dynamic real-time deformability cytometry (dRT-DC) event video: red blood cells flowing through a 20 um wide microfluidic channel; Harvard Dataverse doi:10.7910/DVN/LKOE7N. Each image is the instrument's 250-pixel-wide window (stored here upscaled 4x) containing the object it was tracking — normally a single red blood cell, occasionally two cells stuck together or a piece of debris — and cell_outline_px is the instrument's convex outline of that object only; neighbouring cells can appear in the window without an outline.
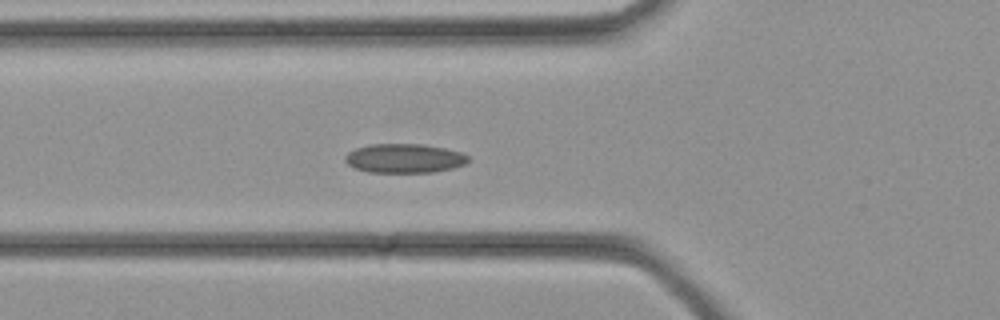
{"species": "common noctule bat (a hibernating species)", "species_latin": "Nyctalus noctula", "temperature_condition": "cold", "stored_images_in_passage": 27, "camera_frame_rate_fps": 3000, "um_per_image_px": 0.085, "animal": {"sex": "female", "body_mass_g": 21.9}, "frame": {"image": 1, "passage_image": 3, "time_ms": 0.667, "image_size_px": [1000, 320], "cell_outline_px": [[468, 160], [464, 164], [452, 168], [432, 172], [368, 172], [356, 168], [348, 164], [344, 160], [344, 156], [348, 152], [356, 148], [368, 144], [424, 144], [444, 148], [460, 152], [468, 156]], "centroid_in_image_um": [34.33, 13.45], "position_along_channel_um": 91.5, "area_um2": 20.81}}
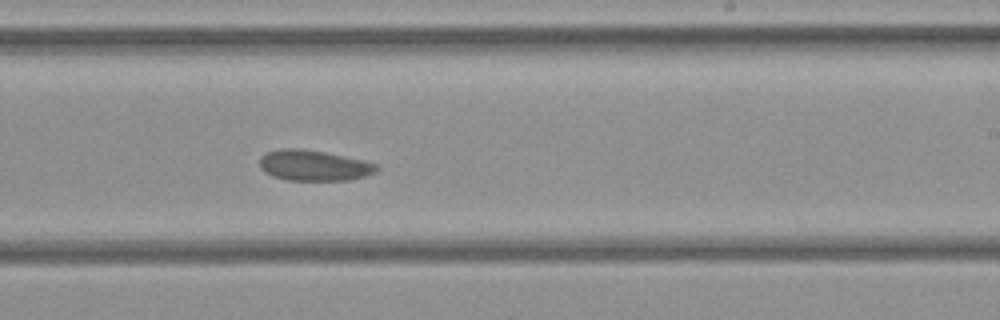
{"frame": {"image": 2, "passage_image": 12, "time_ms": 3.667, "image_size_px": [1000, 320], "cell_outline_px": [[380, 168], [376, 172], [364, 176], [348, 180], [288, 180], [272, 176], [264, 172], [260, 168], [260, 156], [264, 152], [280, 148], [300, 148], [324, 152], [364, 160], [376, 164]], "centroid_in_image_um": [26.64, 14.05], "position_along_channel_um": 262.4, "area_um2": 21.04}}
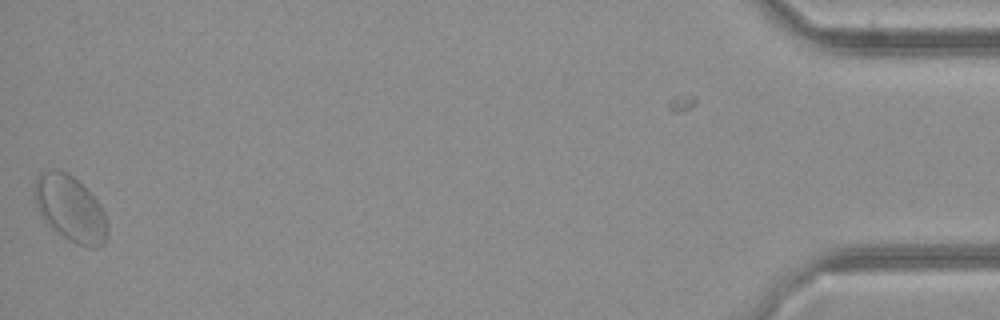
{"frame": {"image": 3, "passage_image": 26, "time_ms": 8.333, "image_size_px": [1000, 320], "cell_outline_px": [[108, 236], [104, 244], [96, 248], [92, 248], [76, 244], [56, 232], [44, 220], [36, 204], [36, 176], [40, 172], [68, 172], [96, 200], [104, 212], [108, 224]], "centroid_in_image_um": [6.02, 17.8], "position_along_channel_um": 429.2, "area_um2": 27.34}}